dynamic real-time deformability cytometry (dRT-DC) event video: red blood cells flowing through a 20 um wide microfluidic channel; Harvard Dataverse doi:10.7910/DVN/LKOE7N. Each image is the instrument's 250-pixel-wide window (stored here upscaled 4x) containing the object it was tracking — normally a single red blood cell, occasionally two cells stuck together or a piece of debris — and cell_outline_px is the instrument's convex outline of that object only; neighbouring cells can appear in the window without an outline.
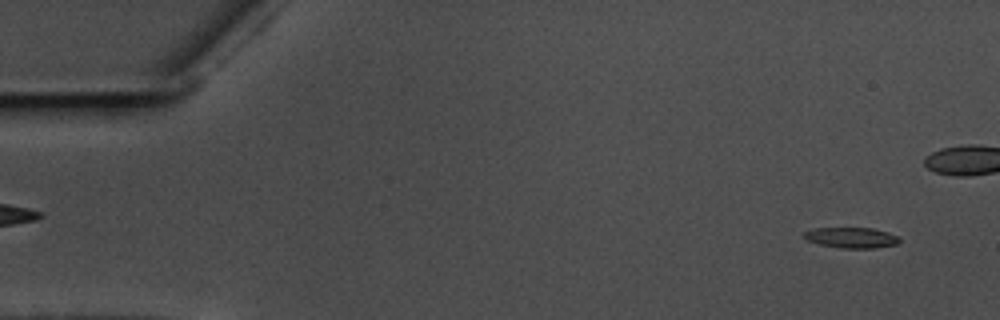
{"species": "common noctule bat (a hibernating species)", "species_latin": "Nyctalus noctula", "temperature_condition": "warm", "stored_images_in_passage": 46, "camera_frame_rate_fps": 3000, "um_per_image_px": 0.085, "animal": {"sex": "male", "body_mass_g": 17.5, "forearm_length_mm": 52.3}, "frame": {"image": 1, "passage_image": 3, "time_ms": 0.667, "image_size_px": [1000, 320], "cell_outline_px": [[900, 240], [896, 244], [876, 248], [840, 248], [820, 244], [808, 240], [804, 236], [804, 232], [816, 228], [872, 228], [888, 232], [900, 236]], "centroid_in_image_um": [72.42, 20.2], "position_along_channel_um": 12.6, "area_um2": 11.39}}
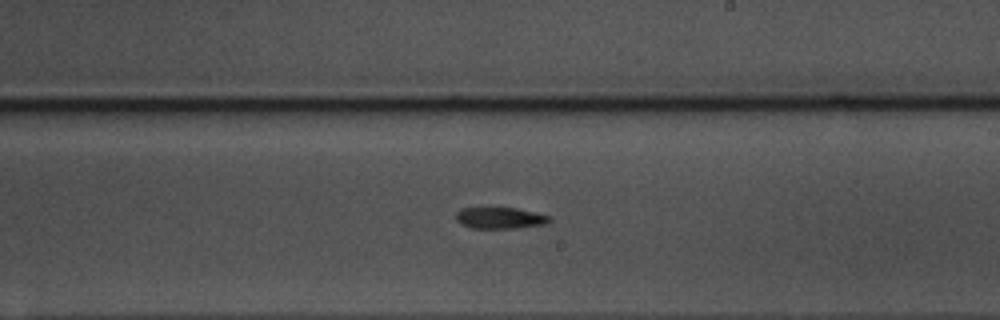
{"frame": {"image": 2, "passage_image": 33, "time_ms": 10.667, "image_size_px": [1000, 320], "cell_outline_px": [[552, 220], [548, 224], [520, 228], [472, 228], [460, 224], [456, 220], [456, 212], [460, 208], [492, 204], [516, 208], [552, 216]], "centroid_in_image_um": [42.48, 18.47], "position_along_channel_um": 246.5, "area_um2": 12.66}}
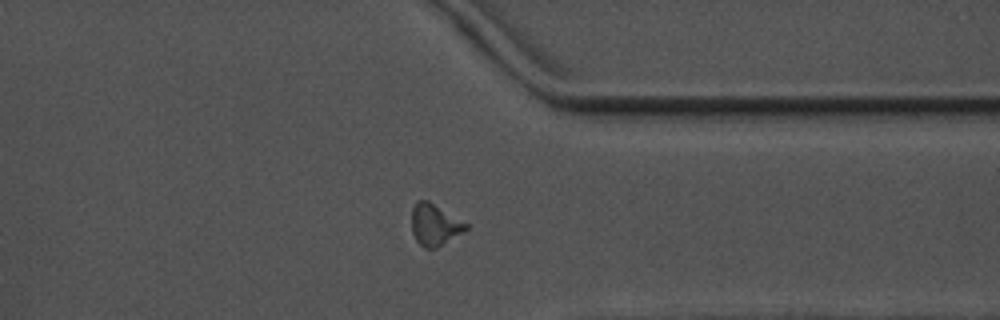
{"frame": {"image": 3, "passage_image": 44, "time_ms": 14.333, "image_size_px": [1000, 320], "cell_outline_px": [[468, 228], [464, 232], [436, 248], [424, 248], [416, 240], [412, 232], [412, 208], [416, 200], [428, 200], [468, 224]], "centroid_in_image_um": [36.94, 19.1], "position_along_channel_um": 374.5, "area_um2": 13.12}}